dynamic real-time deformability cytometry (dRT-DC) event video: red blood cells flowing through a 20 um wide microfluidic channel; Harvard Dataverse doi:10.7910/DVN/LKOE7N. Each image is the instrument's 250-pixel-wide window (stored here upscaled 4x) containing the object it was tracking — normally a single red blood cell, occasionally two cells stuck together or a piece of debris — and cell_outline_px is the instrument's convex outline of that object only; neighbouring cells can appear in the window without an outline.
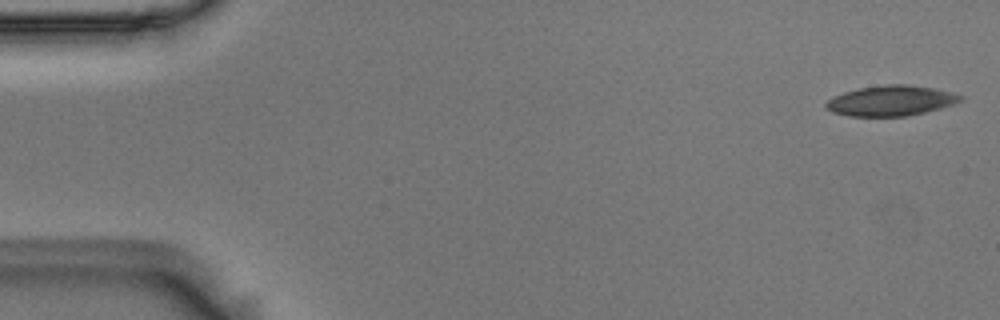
{"species": "Egyptian fruit bat (a non-hibernating species)", "species_latin": "Rousettus aegyptiacus", "temperature_condition": "room temperature", "stored_images_in_passage": 54, "camera_frame_rate_fps": 3000, "um_per_image_px": 0.085, "animal": {"sex": "male"}, "frame": {"image": 1, "passage_image": 1, "time_ms": 0.0, "image_size_px": [1000, 320], "cell_outline_px": [[964, 96], [960, 100], [952, 104], [940, 108], [924, 112], [904, 116], [848, 116], [832, 112], [824, 104], [828, 100], [844, 92], [856, 88], [884, 84], [908, 84], [932, 88]], "centroid_in_image_um": [75.68, 8.55], "position_along_channel_um": 9.3, "area_um2": 23.47}}
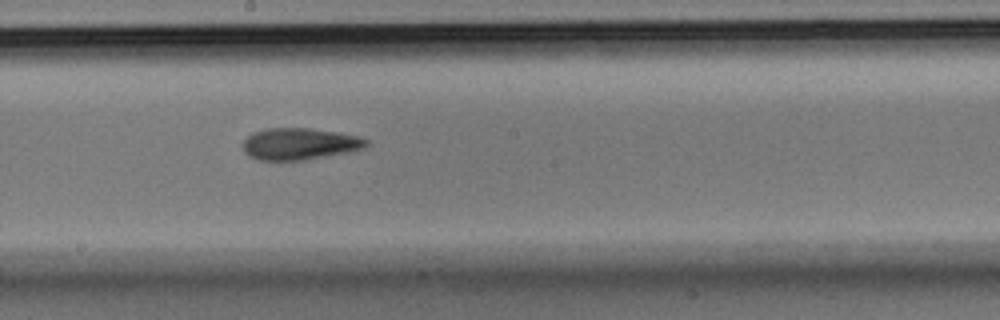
{"frame": {"image": 2, "passage_image": 29, "time_ms": 9.333, "image_size_px": [1000, 320], "cell_outline_px": [[368, 144], [364, 148], [348, 152], [304, 160], [260, 160], [248, 156], [244, 152], [244, 140], [252, 132], [268, 128], [308, 128], [356, 136], [368, 140]], "centroid_in_image_um": [25.42, 12.24], "position_along_channel_um": 222.8, "area_um2": 22.54}}
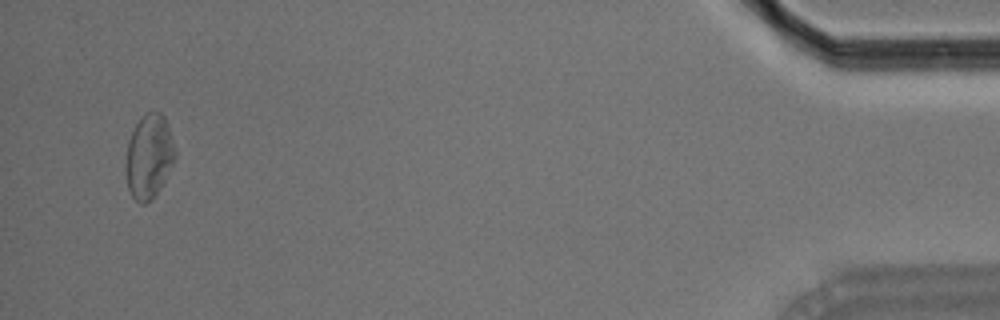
{"frame": {"image": 3, "passage_image": 52, "time_ms": 17.0, "image_size_px": [1000, 320], "cell_outline_px": [[176, 156], [164, 180], [152, 200], [144, 204], [140, 204], [132, 196], [128, 188], [128, 140], [136, 124], [144, 112], [160, 112], [164, 116], [176, 152]], "centroid_in_image_um": [12.68, 13.28], "position_along_channel_um": 422.5, "area_um2": 23.41}, "authors_computed_cell_mechanics": {"area_um2": 23.2645, "velocity_mm_per_s": 3.665, "shape_relaxation_time_tau1_ms": 7.2985, "shape_relaxation_time_tau2_ms": 3.7523, "deformation_change_tau1": 0.1609, "deformation_change_tau2": 0.1214}}